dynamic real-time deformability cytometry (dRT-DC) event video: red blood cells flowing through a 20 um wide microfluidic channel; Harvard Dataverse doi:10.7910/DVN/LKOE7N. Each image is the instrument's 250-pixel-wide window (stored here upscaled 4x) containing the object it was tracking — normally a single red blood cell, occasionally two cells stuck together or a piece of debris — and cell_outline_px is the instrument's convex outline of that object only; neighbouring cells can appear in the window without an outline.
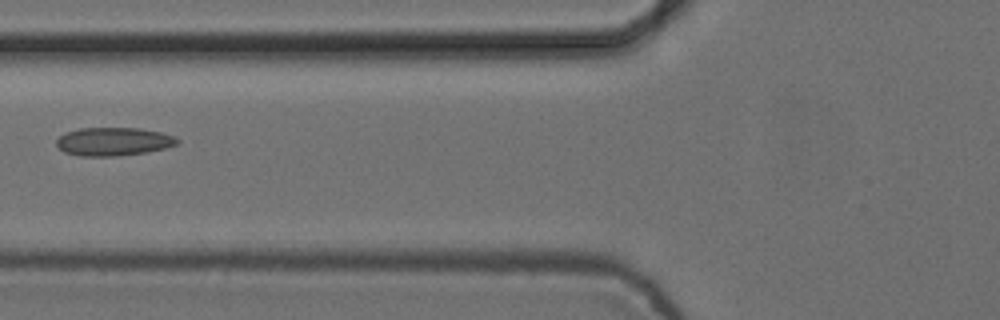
{"species": "common noctule bat (a hibernating species)", "species_latin": "Nyctalus noctula", "temperature_condition": "cold", "stored_images_in_passage": 6, "camera_frame_rate_fps": 3000, "um_per_image_px": 0.085, "animal": {"sex": "female", "body_mass_g": 24.6, "forearm_length_mm": 56.2}, "frame": {"image": 1, "passage_image": 6, "time_ms": 1.667, "image_size_px": [1000, 320], "cell_outline_px": [[180, 140], [176, 144], [164, 148], [144, 152], [116, 156], [80, 156], [64, 152], [56, 144], [56, 140], [64, 132], [80, 128], [140, 128], [160, 132], [176, 136]], "centroid_in_image_um": [9.62, 12.02], "position_along_channel_um": 116.2, "area_um2": 19.88}}